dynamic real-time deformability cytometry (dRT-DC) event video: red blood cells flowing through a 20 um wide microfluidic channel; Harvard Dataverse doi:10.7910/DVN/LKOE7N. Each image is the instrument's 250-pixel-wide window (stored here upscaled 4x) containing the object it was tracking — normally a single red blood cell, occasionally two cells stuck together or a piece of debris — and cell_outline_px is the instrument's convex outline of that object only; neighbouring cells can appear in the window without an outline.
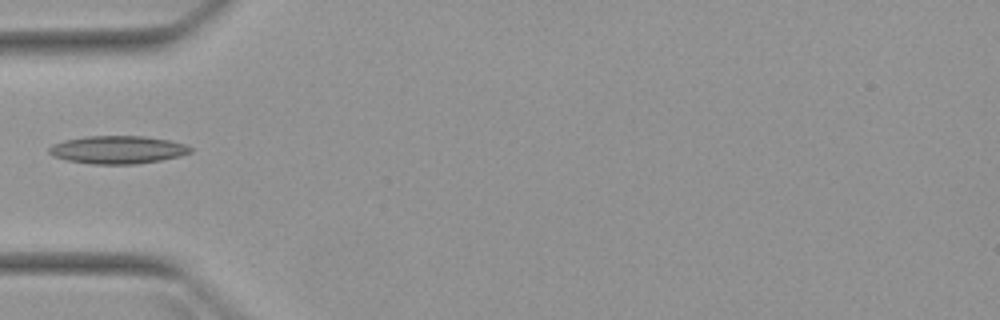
{"species": "Egyptian fruit bat (a non-hibernating species)", "species_latin": "Rousettus aegyptiacus", "temperature_condition": "warm", "stored_images_in_passage": 1, "camera_frame_rate_fps": 3000, "um_per_image_px": 0.085, "animal": {"sex": "female"}, "frame": {"image": 1, "passage_image": 1, "time_ms": 0.0, "image_size_px": [1000, 320], "cell_outline_px": [[192, 152], [160, 160], [136, 164], [92, 164], [68, 160], [52, 156], [48, 152], [48, 148], [52, 144], [64, 140], [88, 136], [144, 136], [168, 140], [184, 144], [192, 148]], "centroid_in_image_um": [9.96, 12.72], "position_along_channel_um": 75.0, "area_um2": 22.83}}